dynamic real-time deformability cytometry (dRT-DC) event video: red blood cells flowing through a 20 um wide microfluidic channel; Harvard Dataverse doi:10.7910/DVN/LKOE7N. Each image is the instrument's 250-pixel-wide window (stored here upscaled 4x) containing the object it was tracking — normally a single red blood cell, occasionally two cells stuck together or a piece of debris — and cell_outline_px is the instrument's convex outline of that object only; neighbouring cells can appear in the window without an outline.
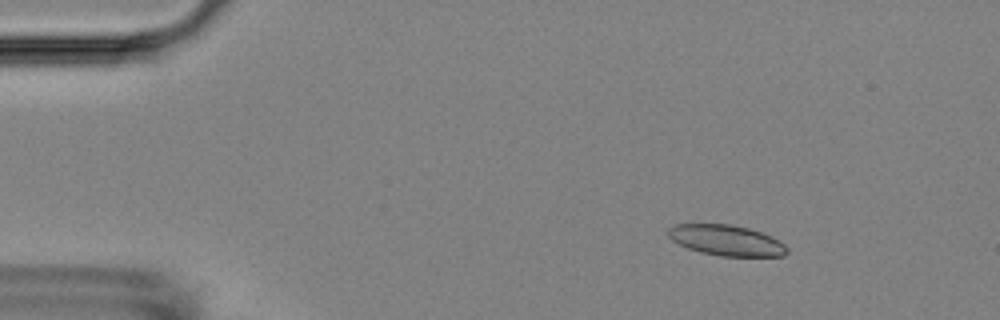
{"species": "Egyptian fruit bat (a non-hibernating species)", "species_latin": "Rousettus aegyptiacus", "temperature_condition": "room temperature", "stored_images_in_passage": 10, "camera_frame_rate_fps": 3000, "um_per_image_px": 0.085, "animal": {"sex": "female"}, "frame": {"image": 1, "passage_image": 2, "time_ms": 2.0, "image_size_px": [1000, 320], "cell_outline_px": [[788, 252], [784, 256], [720, 256], [700, 252], [688, 248], [672, 240], [668, 236], [668, 228], [676, 224], [732, 224], [764, 232], [772, 236], [784, 244], [788, 248]], "centroid_in_image_um": [61.77, 20.42], "position_along_channel_um": 23.2, "area_um2": 21.33}}
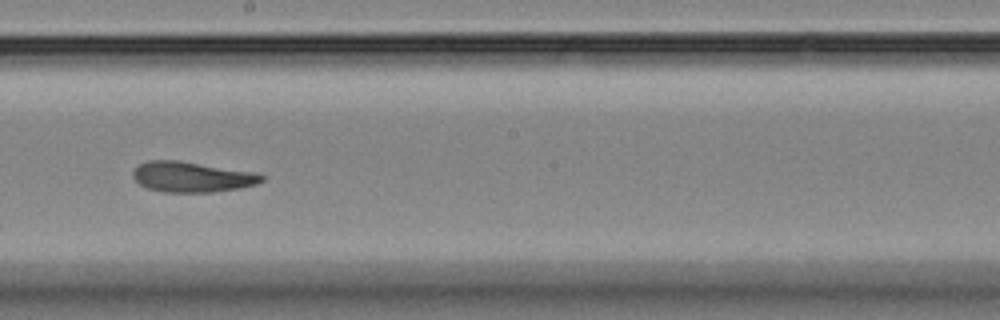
{"frame": {"image": 2, "passage_image": 9, "time_ms": 10.0, "image_size_px": [1000, 320], "cell_outline_px": [[264, 180], [256, 184], [240, 188], [212, 192], [164, 192], [148, 188], [140, 184], [132, 176], [132, 172], [140, 164], [148, 160], [176, 160], [256, 172], [264, 176]], "centroid_in_image_um": [16.32, 15.04], "position_along_channel_um": 231.9, "area_um2": 22.72}}
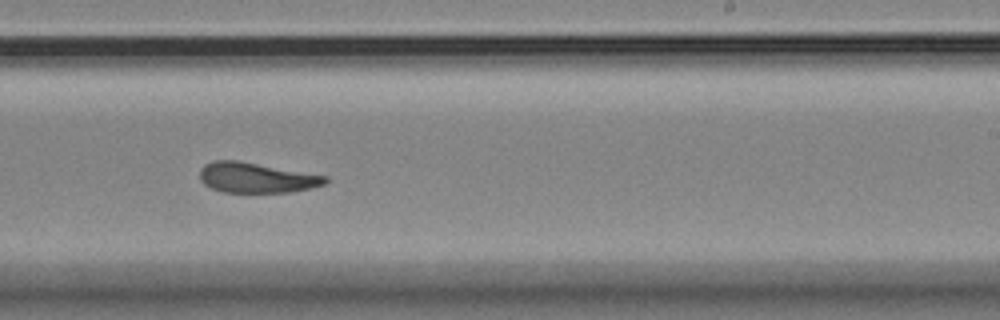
{"frame": {"image": 3, "passage_image": 10, "time_ms": 11.0, "image_size_px": [1000, 320], "cell_outline_px": [[328, 180], [324, 184], [312, 188], [292, 192], [220, 192], [204, 184], [200, 180], [200, 168], [204, 164], [212, 160], [236, 160], [328, 176]], "centroid_in_image_um": [21.77, 15.1], "position_along_channel_um": 267.2, "area_um2": 22.14}}